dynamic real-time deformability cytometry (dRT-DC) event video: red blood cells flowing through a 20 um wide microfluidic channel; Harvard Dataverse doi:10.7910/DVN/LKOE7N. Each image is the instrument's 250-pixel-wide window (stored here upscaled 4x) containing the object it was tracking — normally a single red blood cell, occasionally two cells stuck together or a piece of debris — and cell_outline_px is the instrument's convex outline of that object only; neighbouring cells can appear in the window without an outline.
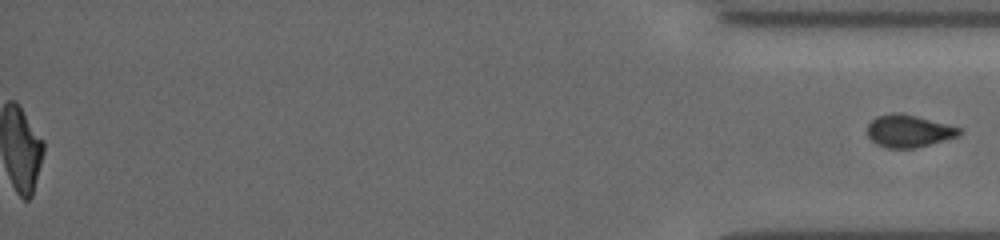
{"species": "common noctule bat (a hibernating species)", "species_latin": "Nyctalus noctula", "temperature_condition": "cold", "stored_images_in_passage": 56, "segment_of_instrument_passage": [2, 2], "camera_frame_rate_fps": 3000, "um_per_image_px": 0.085, "animal": {"sex": "female", "body_mass_g": 19.5, "forearm_length_mm": 54.1}, "frame": {"image": 1, "passage_image": 56, "time_ms": 18.333, "image_size_px": [1000, 240], "cell_outline_px": [[964, 132], [960, 136], [916, 148], [888, 148], [876, 144], [868, 136], [868, 124], [876, 116], [892, 112], [900, 112], [964, 128]], "centroid_in_image_um": [77.29, 11.13], "position_along_channel_um": 357.9, "area_um2": 17.63}}